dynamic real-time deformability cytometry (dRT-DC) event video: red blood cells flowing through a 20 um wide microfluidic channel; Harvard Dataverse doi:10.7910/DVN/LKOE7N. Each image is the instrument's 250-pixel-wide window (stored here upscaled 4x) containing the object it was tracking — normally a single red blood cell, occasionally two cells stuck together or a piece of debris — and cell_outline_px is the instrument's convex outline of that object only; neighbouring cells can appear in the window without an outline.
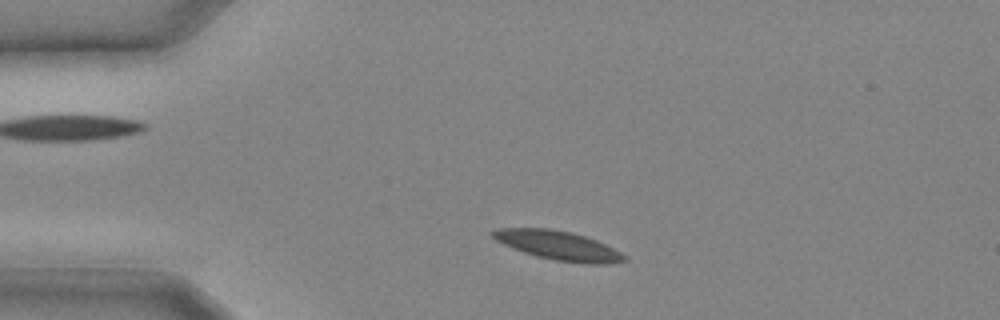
{"species": "common noctule bat (a hibernating species)", "species_latin": "Nyctalus noctula", "temperature_condition": "cold", "stored_images_in_passage": 16, "camera_frame_rate_fps": 3000, "um_per_image_px": 0.085, "animal": {"sex": "male", "body_mass_g": 20.4}, "frame": {"image": 1, "passage_image": 3, "time_ms": 0.667, "image_size_px": [1000, 320], "cell_outline_px": [[628, 260], [608, 264], [588, 264], [556, 260], [536, 256], [512, 248], [496, 240], [488, 232], [496, 228], [548, 228], [572, 232], [596, 240], [628, 256]], "centroid_in_image_um": [47.44, 20.86], "position_along_channel_um": 37.6, "area_um2": 22.31}}
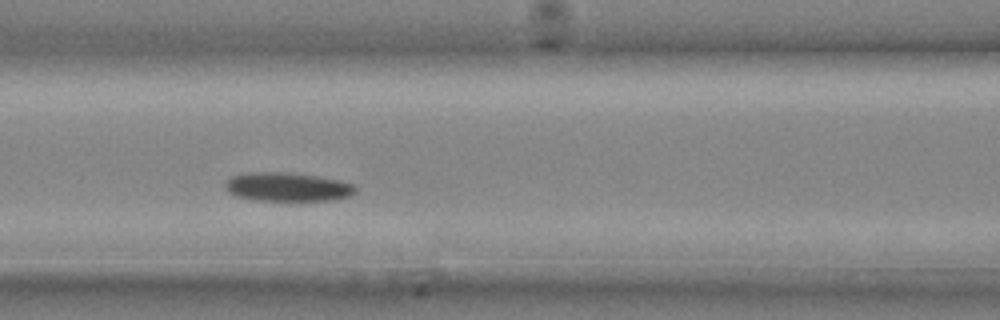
{"frame": {"image": 2, "passage_image": 9, "time_ms": 2.667, "image_size_px": [1000, 320], "cell_outline_px": [[356, 192], [352, 196], [336, 200], [256, 200], [236, 196], [228, 192], [224, 188], [224, 184], [232, 176], [244, 172], [288, 172], [316, 176], [340, 180], [356, 184]], "centroid_in_image_um": [24.46, 15.88], "position_along_channel_um": 142.1, "area_um2": 22.14}}
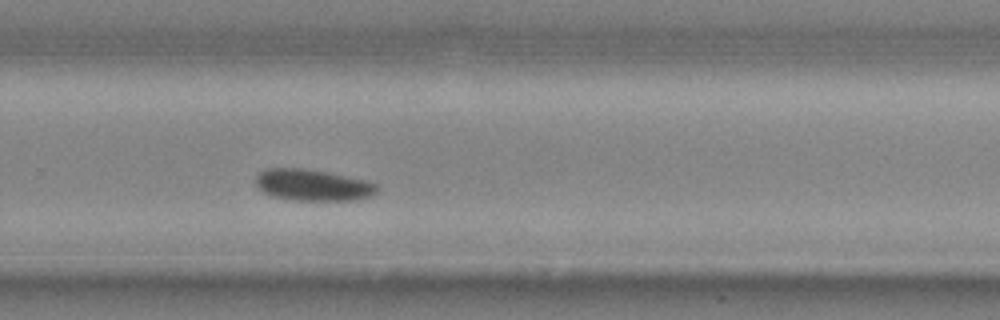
{"frame": {"image": 3, "passage_image": 16, "time_ms": 5.0, "image_size_px": [1000, 320], "cell_outline_px": [[380, 188], [372, 196], [356, 200], [296, 200], [276, 196], [264, 192], [256, 184], [256, 176], [260, 172], [268, 168], [304, 168], [328, 172], [364, 180], [376, 184]], "centroid_in_image_um": [26.62, 15.72], "position_along_channel_um": 303.2, "area_um2": 22.02}}